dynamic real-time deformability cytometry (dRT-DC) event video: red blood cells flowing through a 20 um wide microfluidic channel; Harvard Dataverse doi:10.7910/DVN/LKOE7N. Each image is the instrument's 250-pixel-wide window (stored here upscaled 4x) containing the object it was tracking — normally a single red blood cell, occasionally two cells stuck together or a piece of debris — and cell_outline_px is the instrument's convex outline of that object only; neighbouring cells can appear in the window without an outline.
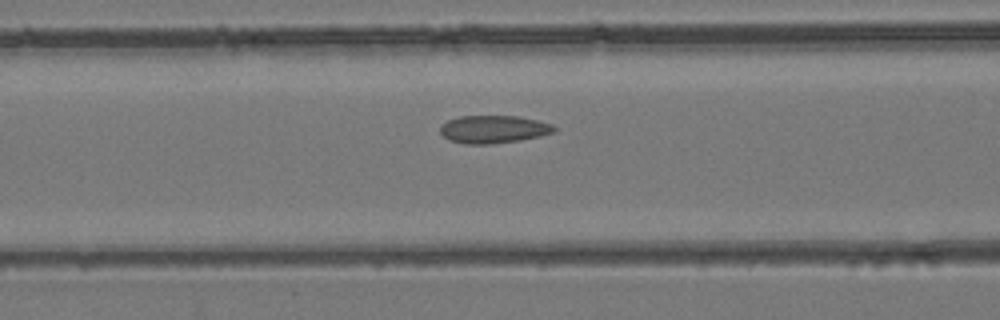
{"species": "common noctule bat (a hibernating species)", "species_latin": "Nyctalus noctula", "temperature_condition": "room temperature", "stored_images_in_passage": 33, "camera_frame_rate_fps": 3000, "um_per_image_px": 0.085, "animal": {"sex": "female", "body_mass_g": 24.6, "forearm_length_mm": 56.2}, "frame": {"image": 1, "passage_image": 11, "time_ms": 3.333, "image_size_px": [1000, 320], "cell_outline_px": [[556, 128], [552, 132], [540, 136], [520, 140], [492, 144], [464, 144], [448, 140], [440, 132], [440, 124], [448, 120], [460, 116], [520, 116], [552, 124]], "centroid_in_image_um": [41.91, 10.99], "position_along_channel_um": 124.7, "area_um2": 18.5}}
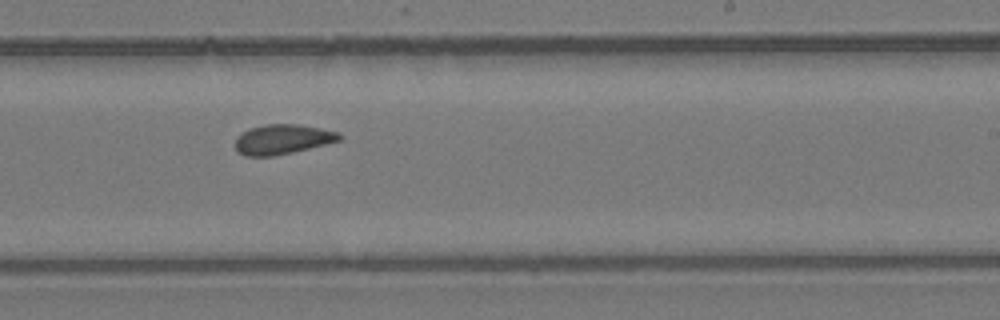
{"frame": {"image": 2, "passage_image": 20, "time_ms": 6.333, "image_size_px": [1000, 320], "cell_outline_px": [[344, 136], [340, 140], [292, 152], [272, 156], [244, 156], [236, 152], [236, 136], [252, 128], [264, 124], [300, 124], [340, 132]], "centroid_in_image_um": [24.02, 11.84], "position_along_channel_um": 265.0, "area_um2": 18.03}}
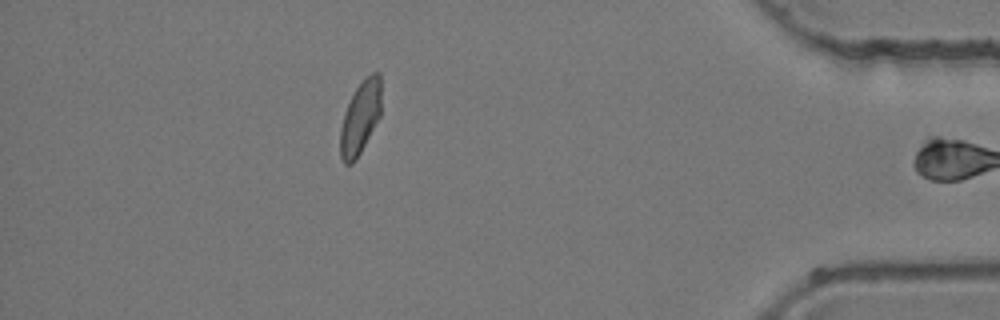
{"frame": {"image": 3, "passage_image": 32, "time_ms": 10.333, "image_size_px": [1000, 320], "cell_outline_px": [[380, 116], [356, 160], [352, 164], [344, 164], [340, 156], [340, 128], [344, 112], [356, 88], [372, 72], [380, 72]], "centroid_in_image_um": [30.61, 10.04], "position_along_channel_um": 404.6, "area_um2": 17.17}}